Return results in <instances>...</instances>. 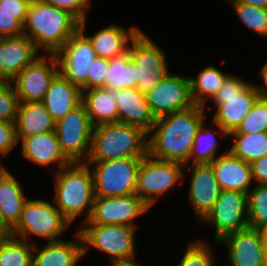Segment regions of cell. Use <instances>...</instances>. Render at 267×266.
<instances>
[{
	"mask_svg": "<svg viewBox=\"0 0 267 266\" xmlns=\"http://www.w3.org/2000/svg\"><path fill=\"white\" fill-rule=\"evenodd\" d=\"M203 221L215 226V242L221 241L231 233L248 228L247 194L222 190L213 209Z\"/></svg>",
	"mask_w": 267,
	"mask_h": 266,
	"instance_id": "cell-13",
	"label": "cell"
},
{
	"mask_svg": "<svg viewBox=\"0 0 267 266\" xmlns=\"http://www.w3.org/2000/svg\"><path fill=\"white\" fill-rule=\"evenodd\" d=\"M228 135L236 138L229 151L243 161L251 163L267 155V132Z\"/></svg>",
	"mask_w": 267,
	"mask_h": 266,
	"instance_id": "cell-31",
	"label": "cell"
},
{
	"mask_svg": "<svg viewBox=\"0 0 267 266\" xmlns=\"http://www.w3.org/2000/svg\"><path fill=\"white\" fill-rule=\"evenodd\" d=\"M264 258L267 259V243H263Z\"/></svg>",
	"mask_w": 267,
	"mask_h": 266,
	"instance_id": "cell-50",
	"label": "cell"
},
{
	"mask_svg": "<svg viewBox=\"0 0 267 266\" xmlns=\"http://www.w3.org/2000/svg\"><path fill=\"white\" fill-rule=\"evenodd\" d=\"M148 133L124 123H106L93 127L86 162L111 159H142L147 155Z\"/></svg>",
	"mask_w": 267,
	"mask_h": 266,
	"instance_id": "cell-3",
	"label": "cell"
},
{
	"mask_svg": "<svg viewBox=\"0 0 267 266\" xmlns=\"http://www.w3.org/2000/svg\"><path fill=\"white\" fill-rule=\"evenodd\" d=\"M228 76L215 67L208 66L199 73L198 78H190L194 103L205 107L207 97L213 98Z\"/></svg>",
	"mask_w": 267,
	"mask_h": 266,
	"instance_id": "cell-30",
	"label": "cell"
},
{
	"mask_svg": "<svg viewBox=\"0 0 267 266\" xmlns=\"http://www.w3.org/2000/svg\"><path fill=\"white\" fill-rule=\"evenodd\" d=\"M81 235L84 254L89 246L106 252L112 262L133 261L135 255V228L128 225L85 224ZM89 245V246H88Z\"/></svg>",
	"mask_w": 267,
	"mask_h": 266,
	"instance_id": "cell-7",
	"label": "cell"
},
{
	"mask_svg": "<svg viewBox=\"0 0 267 266\" xmlns=\"http://www.w3.org/2000/svg\"><path fill=\"white\" fill-rule=\"evenodd\" d=\"M75 236L78 238L76 242H48L37 255L33 254L32 266H75L84 255L81 235L77 232Z\"/></svg>",
	"mask_w": 267,
	"mask_h": 266,
	"instance_id": "cell-26",
	"label": "cell"
},
{
	"mask_svg": "<svg viewBox=\"0 0 267 266\" xmlns=\"http://www.w3.org/2000/svg\"><path fill=\"white\" fill-rule=\"evenodd\" d=\"M113 266H141V265H139L133 260L129 262H115L113 263Z\"/></svg>",
	"mask_w": 267,
	"mask_h": 266,
	"instance_id": "cell-48",
	"label": "cell"
},
{
	"mask_svg": "<svg viewBox=\"0 0 267 266\" xmlns=\"http://www.w3.org/2000/svg\"><path fill=\"white\" fill-rule=\"evenodd\" d=\"M192 169L190 203L196 215L204 220L213 209L222 189L210 164H193Z\"/></svg>",
	"mask_w": 267,
	"mask_h": 266,
	"instance_id": "cell-20",
	"label": "cell"
},
{
	"mask_svg": "<svg viewBox=\"0 0 267 266\" xmlns=\"http://www.w3.org/2000/svg\"><path fill=\"white\" fill-rule=\"evenodd\" d=\"M22 140V154L29 161L38 165L47 166L58 161V168L69 165L71 162L62 153L55 131L40 133L27 138H17Z\"/></svg>",
	"mask_w": 267,
	"mask_h": 266,
	"instance_id": "cell-22",
	"label": "cell"
},
{
	"mask_svg": "<svg viewBox=\"0 0 267 266\" xmlns=\"http://www.w3.org/2000/svg\"><path fill=\"white\" fill-rule=\"evenodd\" d=\"M93 127L82 103L56 122L55 132L61 151L71 163L86 162Z\"/></svg>",
	"mask_w": 267,
	"mask_h": 266,
	"instance_id": "cell-9",
	"label": "cell"
},
{
	"mask_svg": "<svg viewBox=\"0 0 267 266\" xmlns=\"http://www.w3.org/2000/svg\"><path fill=\"white\" fill-rule=\"evenodd\" d=\"M209 250L207 243L197 240L189 245L179 266H213V254Z\"/></svg>",
	"mask_w": 267,
	"mask_h": 266,
	"instance_id": "cell-38",
	"label": "cell"
},
{
	"mask_svg": "<svg viewBox=\"0 0 267 266\" xmlns=\"http://www.w3.org/2000/svg\"><path fill=\"white\" fill-rule=\"evenodd\" d=\"M222 190L249 192L251 165L233 155L229 150L210 163Z\"/></svg>",
	"mask_w": 267,
	"mask_h": 266,
	"instance_id": "cell-21",
	"label": "cell"
},
{
	"mask_svg": "<svg viewBox=\"0 0 267 266\" xmlns=\"http://www.w3.org/2000/svg\"><path fill=\"white\" fill-rule=\"evenodd\" d=\"M141 30L132 27L128 30L111 24L99 30L92 37L88 36L97 57L112 59L128 52L127 41L134 39Z\"/></svg>",
	"mask_w": 267,
	"mask_h": 266,
	"instance_id": "cell-25",
	"label": "cell"
},
{
	"mask_svg": "<svg viewBox=\"0 0 267 266\" xmlns=\"http://www.w3.org/2000/svg\"><path fill=\"white\" fill-rule=\"evenodd\" d=\"M42 102L57 122L81 103V89L59 72L52 80Z\"/></svg>",
	"mask_w": 267,
	"mask_h": 266,
	"instance_id": "cell-23",
	"label": "cell"
},
{
	"mask_svg": "<svg viewBox=\"0 0 267 266\" xmlns=\"http://www.w3.org/2000/svg\"><path fill=\"white\" fill-rule=\"evenodd\" d=\"M259 97L254 85L229 75L212 98L217 106L213 118L214 125L219 127L216 131H220L222 137L235 131Z\"/></svg>",
	"mask_w": 267,
	"mask_h": 266,
	"instance_id": "cell-5",
	"label": "cell"
},
{
	"mask_svg": "<svg viewBox=\"0 0 267 266\" xmlns=\"http://www.w3.org/2000/svg\"><path fill=\"white\" fill-rule=\"evenodd\" d=\"M17 143L15 123L0 119V154L7 155Z\"/></svg>",
	"mask_w": 267,
	"mask_h": 266,
	"instance_id": "cell-42",
	"label": "cell"
},
{
	"mask_svg": "<svg viewBox=\"0 0 267 266\" xmlns=\"http://www.w3.org/2000/svg\"><path fill=\"white\" fill-rule=\"evenodd\" d=\"M109 96L118 106V122L140 127L149 133L155 124V116L151 113L145 94L136 88L109 90Z\"/></svg>",
	"mask_w": 267,
	"mask_h": 266,
	"instance_id": "cell-17",
	"label": "cell"
},
{
	"mask_svg": "<svg viewBox=\"0 0 267 266\" xmlns=\"http://www.w3.org/2000/svg\"><path fill=\"white\" fill-rule=\"evenodd\" d=\"M85 22L79 24V29L55 54L61 70L59 72L81 91L88 89L91 63L97 57L91 41L84 35Z\"/></svg>",
	"mask_w": 267,
	"mask_h": 266,
	"instance_id": "cell-10",
	"label": "cell"
},
{
	"mask_svg": "<svg viewBox=\"0 0 267 266\" xmlns=\"http://www.w3.org/2000/svg\"><path fill=\"white\" fill-rule=\"evenodd\" d=\"M231 2L243 24L261 37H267V8L237 3L235 0H231Z\"/></svg>",
	"mask_w": 267,
	"mask_h": 266,
	"instance_id": "cell-35",
	"label": "cell"
},
{
	"mask_svg": "<svg viewBox=\"0 0 267 266\" xmlns=\"http://www.w3.org/2000/svg\"><path fill=\"white\" fill-rule=\"evenodd\" d=\"M32 0H0V12L19 13V22L24 25Z\"/></svg>",
	"mask_w": 267,
	"mask_h": 266,
	"instance_id": "cell-43",
	"label": "cell"
},
{
	"mask_svg": "<svg viewBox=\"0 0 267 266\" xmlns=\"http://www.w3.org/2000/svg\"><path fill=\"white\" fill-rule=\"evenodd\" d=\"M19 100L10 81H0V119L15 122Z\"/></svg>",
	"mask_w": 267,
	"mask_h": 266,
	"instance_id": "cell-37",
	"label": "cell"
},
{
	"mask_svg": "<svg viewBox=\"0 0 267 266\" xmlns=\"http://www.w3.org/2000/svg\"><path fill=\"white\" fill-rule=\"evenodd\" d=\"M260 75L263 78L264 81V86L267 88V62L264 64V66L262 67L261 71H260ZM256 90L258 92V94L260 95V97L262 98H267V89H264V87H256Z\"/></svg>",
	"mask_w": 267,
	"mask_h": 266,
	"instance_id": "cell-46",
	"label": "cell"
},
{
	"mask_svg": "<svg viewBox=\"0 0 267 266\" xmlns=\"http://www.w3.org/2000/svg\"><path fill=\"white\" fill-rule=\"evenodd\" d=\"M70 222L51 203L45 200H27L23 206L20 221L13 229V236L27 240L29 235L48 239V242L60 241L61 235Z\"/></svg>",
	"mask_w": 267,
	"mask_h": 266,
	"instance_id": "cell-8",
	"label": "cell"
},
{
	"mask_svg": "<svg viewBox=\"0 0 267 266\" xmlns=\"http://www.w3.org/2000/svg\"><path fill=\"white\" fill-rule=\"evenodd\" d=\"M252 178L256 184L267 185V155L250 163Z\"/></svg>",
	"mask_w": 267,
	"mask_h": 266,
	"instance_id": "cell-44",
	"label": "cell"
},
{
	"mask_svg": "<svg viewBox=\"0 0 267 266\" xmlns=\"http://www.w3.org/2000/svg\"><path fill=\"white\" fill-rule=\"evenodd\" d=\"M142 159H111L95 163L92 171L95 197H119L134 194Z\"/></svg>",
	"mask_w": 267,
	"mask_h": 266,
	"instance_id": "cell-6",
	"label": "cell"
},
{
	"mask_svg": "<svg viewBox=\"0 0 267 266\" xmlns=\"http://www.w3.org/2000/svg\"><path fill=\"white\" fill-rule=\"evenodd\" d=\"M109 59L96 57L91 63L90 74H88V89L102 88L105 81Z\"/></svg>",
	"mask_w": 267,
	"mask_h": 266,
	"instance_id": "cell-41",
	"label": "cell"
},
{
	"mask_svg": "<svg viewBox=\"0 0 267 266\" xmlns=\"http://www.w3.org/2000/svg\"><path fill=\"white\" fill-rule=\"evenodd\" d=\"M222 241L228 247L231 266H262L264 264L261 230L248 227L225 236Z\"/></svg>",
	"mask_w": 267,
	"mask_h": 266,
	"instance_id": "cell-18",
	"label": "cell"
},
{
	"mask_svg": "<svg viewBox=\"0 0 267 266\" xmlns=\"http://www.w3.org/2000/svg\"><path fill=\"white\" fill-rule=\"evenodd\" d=\"M149 207L134 193L119 197H95L91 214L84 224L128 225ZM135 225V226H134Z\"/></svg>",
	"mask_w": 267,
	"mask_h": 266,
	"instance_id": "cell-16",
	"label": "cell"
},
{
	"mask_svg": "<svg viewBox=\"0 0 267 266\" xmlns=\"http://www.w3.org/2000/svg\"><path fill=\"white\" fill-rule=\"evenodd\" d=\"M267 132V98L259 97L239 127L229 134Z\"/></svg>",
	"mask_w": 267,
	"mask_h": 266,
	"instance_id": "cell-36",
	"label": "cell"
},
{
	"mask_svg": "<svg viewBox=\"0 0 267 266\" xmlns=\"http://www.w3.org/2000/svg\"><path fill=\"white\" fill-rule=\"evenodd\" d=\"M26 240L11 237L0 243V266H32L33 252L37 246H29ZM33 250V251H32Z\"/></svg>",
	"mask_w": 267,
	"mask_h": 266,
	"instance_id": "cell-32",
	"label": "cell"
},
{
	"mask_svg": "<svg viewBox=\"0 0 267 266\" xmlns=\"http://www.w3.org/2000/svg\"><path fill=\"white\" fill-rule=\"evenodd\" d=\"M248 225L261 230L267 225V185L257 184L247 193Z\"/></svg>",
	"mask_w": 267,
	"mask_h": 266,
	"instance_id": "cell-34",
	"label": "cell"
},
{
	"mask_svg": "<svg viewBox=\"0 0 267 266\" xmlns=\"http://www.w3.org/2000/svg\"><path fill=\"white\" fill-rule=\"evenodd\" d=\"M262 231V243H267V225L261 229Z\"/></svg>",
	"mask_w": 267,
	"mask_h": 266,
	"instance_id": "cell-49",
	"label": "cell"
},
{
	"mask_svg": "<svg viewBox=\"0 0 267 266\" xmlns=\"http://www.w3.org/2000/svg\"><path fill=\"white\" fill-rule=\"evenodd\" d=\"M262 266H267V259L264 260V264Z\"/></svg>",
	"mask_w": 267,
	"mask_h": 266,
	"instance_id": "cell-52",
	"label": "cell"
},
{
	"mask_svg": "<svg viewBox=\"0 0 267 266\" xmlns=\"http://www.w3.org/2000/svg\"><path fill=\"white\" fill-rule=\"evenodd\" d=\"M145 96L155 118L196 105L191 95L190 78L185 76L169 74Z\"/></svg>",
	"mask_w": 267,
	"mask_h": 266,
	"instance_id": "cell-15",
	"label": "cell"
},
{
	"mask_svg": "<svg viewBox=\"0 0 267 266\" xmlns=\"http://www.w3.org/2000/svg\"><path fill=\"white\" fill-rule=\"evenodd\" d=\"M237 3H244L247 5L257 6L260 8H267V0H235Z\"/></svg>",
	"mask_w": 267,
	"mask_h": 266,
	"instance_id": "cell-47",
	"label": "cell"
},
{
	"mask_svg": "<svg viewBox=\"0 0 267 266\" xmlns=\"http://www.w3.org/2000/svg\"><path fill=\"white\" fill-rule=\"evenodd\" d=\"M58 9L71 14L79 23L85 21V10L88 8L89 0H42Z\"/></svg>",
	"mask_w": 267,
	"mask_h": 266,
	"instance_id": "cell-39",
	"label": "cell"
},
{
	"mask_svg": "<svg viewBox=\"0 0 267 266\" xmlns=\"http://www.w3.org/2000/svg\"><path fill=\"white\" fill-rule=\"evenodd\" d=\"M14 123L17 138L55 131L56 125L43 102H19Z\"/></svg>",
	"mask_w": 267,
	"mask_h": 266,
	"instance_id": "cell-24",
	"label": "cell"
},
{
	"mask_svg": "<svg viewBox=\"0 0 267 266\" xmlns=\"http://www.w3.org/2000/svg\"><path fill=\"white\" fill-rule=\"evenodd\" d=\"M87 94L81 91V103L89 115L93 126L118 122V106L109 96L108 89H86Z\"/></svg>",
	"mask_w": 267,
	"mask_h": 266,
	"instance_id": "cell-28",
	"label": "cell"
},
{
	"mask_svg": "<svg viewBox=\"0 0 267 266\" xmlns=\"http://www.w3.org/2000/svg\"><path fill=\"white\" fill-rule=\"evenodd\" d=\"M37 50L26 35L0 38V81H12L36 58Z\"/></svg>",
	"mask_w": 267,
	"mask_h": 266,
	"instance_id": "cell-19",
	"label": "cell"
},
{
	"mask_svg": "<svg viewBox=\"0 0 267 266\" xmlns=\"http://www.w3.org/2000/svg\"><path fill=\"white\" fill-rule=\"evenodd\" d=\"M131 43L132 47H129L128 51L139 67L136 89L146 95L169 75L166 57L162 49L142 31L131 40Z\"/></svg>",
	"mask_w": 267,
	"mask_h": 266,
	"instance_id": "cell-12",
	"label": "cell"
},
{
	"mask_svg": "<svg viewBox=\"0 0 267 266\" xmlns=\"http://www.w3.org/2000/svg\"><path fill=\"white\" fill-rule=\"evenodd\" d=\"M5 169V167L3 165H1L0 163V173Z\"/></svg>",
	"mask_w": 267,
	"mask_h": 266,
	"instance_id": "cell-51",
	"label": "cell"
},
{
	"mask_svg": "<svg viewBox=\"0 0 267 266\" xmlns=\"http://www.w3.org/2000/svg\"><path fill=\"white\" fill-rule=\"evenodd\" d=\"M89 166L85 162H73L61 168L56 175L54 203L70 223L86 208L88 211L85 221L91 214L95 190Z\"/></svg>",
	"mask_w": 267,
	"mask_h": 266,
	"instance_id": "cell-4",
	"label": "cell"
},
{
	"mask_svg": "<svg viewBox=\"0 0 267 266\" xmlns=\"http://www.w3.org/2000/svg\"><path fill=\"white\" fill-rule=\"evenodd\" d=\"M79 24L68 12L42 0H32L23 25V35L33 41L36 50L56 54L79 29ZM26 29L29 33L25 32Z\"/></svg>",
	"mask_w": 267,
	"mask_h": 266,
	"instance_id": "cell-2",
	"label": "cell"
},
{
	"mask_svg": "<svg viewBox=\"0 0 267 266\" xmlns=\"http://www.w3.org/2000/svg\"><path fill=\"white\" fill-rule=\"evenodd\" d=\"M51 57L37 56L11 82L19 102H42L55 76L60 70L55 54ZM14 82V83H13Z\"/></svg>",
	"mask_w": 267,
	"mask_h": 266,
	"instance_id": "cell-14",
	"label": "cell"
},
{
	"mask_svg": "<svg viewBox=\"0 0 267 266\" xmlns=\"http://www.w3.org/2000/svg\"><path fill=\"white\" fill-rule=\"evenodd\" d=\"M23 25L19 22V13L0 12V38L23 35Z\"/></svg>",
	"mask_w": 267,
	"mask_h": 266,
	"instance_id": "cell-40",
	"label": "cell"
},
{
	"mask_svg": "<svg viewBox=\"0 0 267 266\" xmlns=\"http://www.w3.org/2000/svg\"><path fill=\"white\" fill-rule=\"evenodd\" d=\"M27 200L19 181L4 169L0 173V214L12 230L20 221Z\"/></svg>",
	"mask_w": 267,
	"mask_h": 266,
	"instance_id": "cell-27",
	"label": "cell"
},
{
	"mask_svg": "<svg viewBox=\"0 0 267 266\" xmlns=\"http://www.w3.org/2000/svg\"><path fill=\"white\" fill-rule=\"evenodd\" d=\"M13 237V230L8 226L0 214V243Z\"/></svg>",
	"mask_w": 267,
	"mask_h": 266,
	"instance_id": "cell-45",
	"label": "cell"
},
{
	"mask_svg": "<svg viewBox=\"0 0 267 266\" xmlns=\"http://www.w3.org/2000/svg\"><path fill=\"white\" fill-rule=\"evenodd\" d=\"M202 125L203 123L196 133L188 159V162L192 161V165L210 164L216 159L217 141L214 136L216 131L212 132L208 128H203Z\"/></svg>",
	"mask_w": 267,
	"mask_h": 266,
	"instance_id": "cell-33",
	"label": "cell"
},
{
	"mask_svg": "<svg viewBox=\"0 0 267 266\" xmlns=\"http://www.w3.org/2000/svg\"><path fill=\"white\" fill-rule=\"evenodd\" d=\"M138 65L131 58L129 51L124 55L109 59L102 89L122 90L136 88L138 84Z\"/></svg>",
	"mask_w": 267,
	"mask_h": 266,
	"instance_id": "cell-29",
	"label": "cell"
},
{
	"mask_svg": "<svg viewBox=\"0 0 267 266\" xmlns=\"http://www.w3.org/2000/svg\"><path fill=\"white\" fill-rule=\"evenodd\" d=\"M204 106L193 107L157 117L152 137L147 142V154L158 160L188 164L194 138L204 123Z\"/></svg>",
	"mask_w": 267,
	"mask_h": 266,
	"instance_id": "cell-1",
	"label": "cell"
},
{
	"mask_svg": "<svg viewBox=\"0 0 267 266\" xmlns=\"http://www.w3.org/2000/svg\"><path fill=\"white\" fill-rule=\"evenodd\" d=\"M183 163L158 160L148 154L142 158L135 194L150 208L155 196L163 195L183 176Z\"/></svg>",
	"mask_w": 267,
	"mask_h": 266,
	"instance_id": "cell-11",
	"label": "cell"
}]
</instances>
